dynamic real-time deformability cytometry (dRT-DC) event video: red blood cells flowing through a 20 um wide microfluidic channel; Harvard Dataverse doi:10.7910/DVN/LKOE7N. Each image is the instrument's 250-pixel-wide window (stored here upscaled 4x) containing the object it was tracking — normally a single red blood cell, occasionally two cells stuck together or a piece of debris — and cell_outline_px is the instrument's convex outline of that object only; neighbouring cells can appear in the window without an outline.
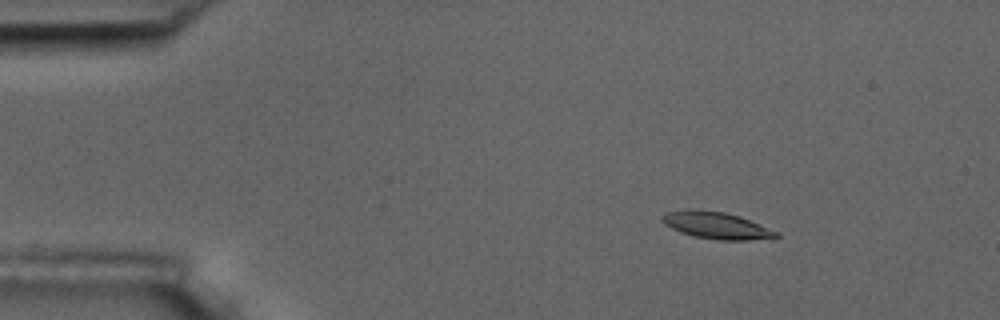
{"species": "common noctule bat (a hibernating species)", "species_latin": "Nyctalus noctula", "temperature_condition": "room temperature", "stored_images_in_passage": 11, "camera_frame_rate_fps": 3000, "um_per_image_px": 0.085, "animal": {"sex": "male", "body_mass_g": 17.5, "forearm_length_mm": 52.3}, "frame": {"image": 1, "passage_image": 2, "time_ms": 2.0, "image_size_px": [1000, 320], "cell_outline_px": [[780, 236], [748, 240], [720, 240], [696, 236], [680, 232], [664, 224], [660, 220], [660, 216], [664, 212], [684, 208], [696, 208], [724, 212], [740, 216], [780, 232]], "centroid_in_image_um": [60.83, 19.12], "position_along_channel_um": 24.2, "area_um2": 18.15}}
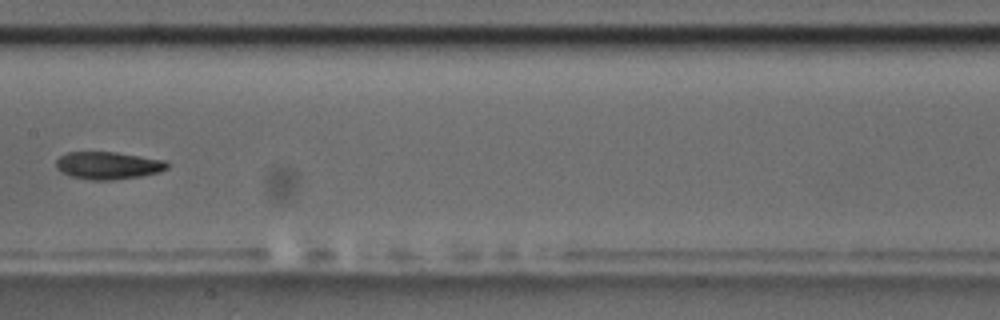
{"frame": {"image": 2, "passage_image": 8, "time_ms": 9.0, "image_size_px": [1000, 320], "cell_outline_px": [[168, 168], [160, 172], [140, 176], [112, 180], [92, 180], [68, 176], [60, 172], [56, 168], [56, 160], [60, 156], [68, 152], [116, 152], [164, 160], [168, 164]], "centroid_in_image_um": [9.15, 14.07], "position_along_channel_um": 198.2, "area_um2": 17.86}}
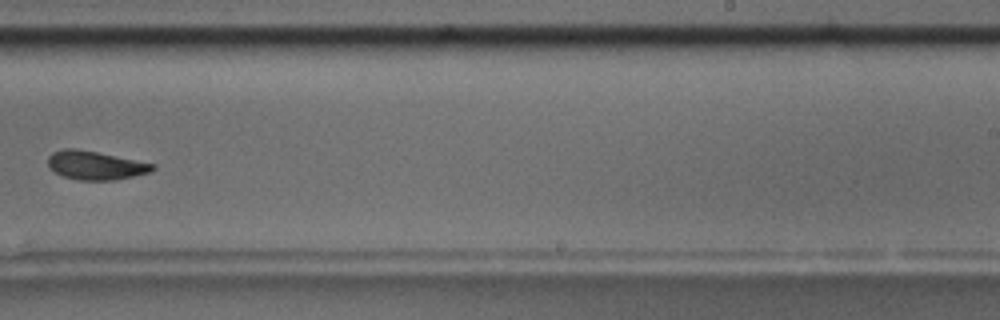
{"frame": {"image": 3, "passage_image": 10, "time_ms": 11.333, "image_size_px": [1000, 320], "cell_outline_px": [[156, 168], [152, 172], [116, 180], [80, 180], [64, 176], [48, 168], [48, 156], [52, 152], [64, 148], [76, 148], [156, 164]], "centroid_in_image_um": [8.12, 14.05], "position_along_channel_um": 280.9, "area_um2": 17.51}}